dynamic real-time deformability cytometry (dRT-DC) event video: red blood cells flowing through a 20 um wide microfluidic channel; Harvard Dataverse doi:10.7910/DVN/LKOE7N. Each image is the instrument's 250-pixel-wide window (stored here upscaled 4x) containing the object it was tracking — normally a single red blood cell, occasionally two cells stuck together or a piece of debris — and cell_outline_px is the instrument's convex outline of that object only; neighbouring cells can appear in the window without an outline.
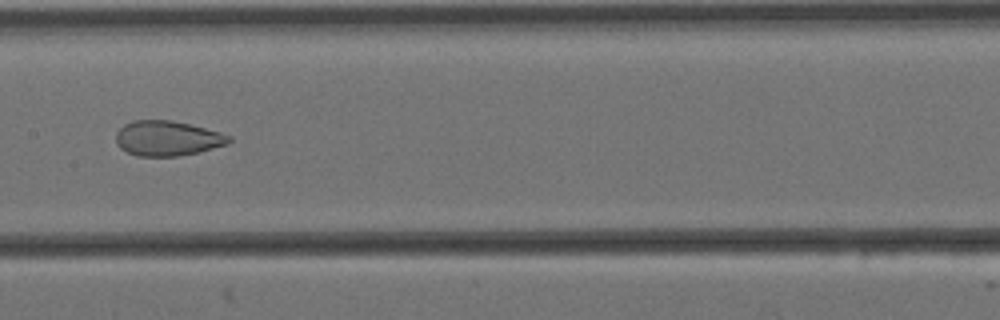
{"species": "Egyptian fruit bat (a non-hibernating species)", "species_latin": "Rousettus aegyptiacus", "temperature_condition": "cold", "stored_images_in_passage": 9, "camera_frame_rate_fps": 3000, "um_per_image_px": 0.085, "animal": {"sex": "female"}, "frame": {"image": 1, "passage_image": 7, "time_ms": 2.0, "image_size_px": [1000, 320], "cell_outline_px": [[232, 140], [228, 144], [180, 156], [136, 156], [120, 148], [116, 144], [116, 132], [124, 124], [132, 120], [172, 120], [220, 132], [232, 136]], "centroid_in_image_um": [14.21, 11.75], "position_along_channel_um": 193.2, "area_um2": 23.06}}
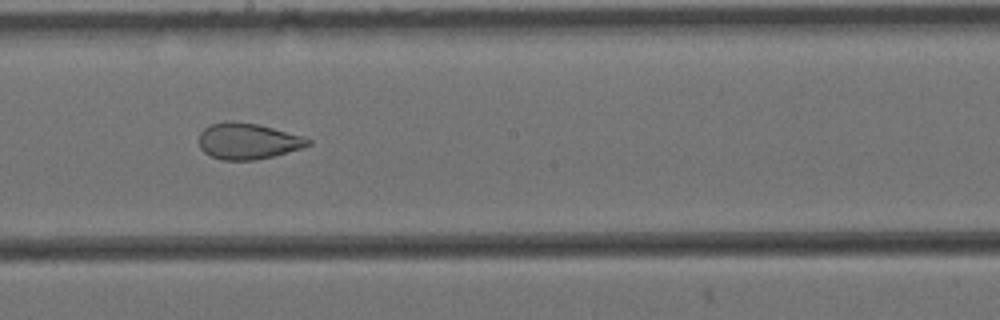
{"frame": {"image": 2, "passage_image": 8, "time_ms": 2.333, "image_size_px": [1000, 320], "cell_outline_px": [[312, 144], [300, 148], [272, 156], [256, 160], [220, 160], [204, 152], [200, 148], [200, 132], [208, 124], [256, 124], [272, 128], [300, 136], [312, 140]], "centroid_in_image_um": [21.06, 12.04], "position_along_channel_um": 227.1, "area_um2": 22.02}}
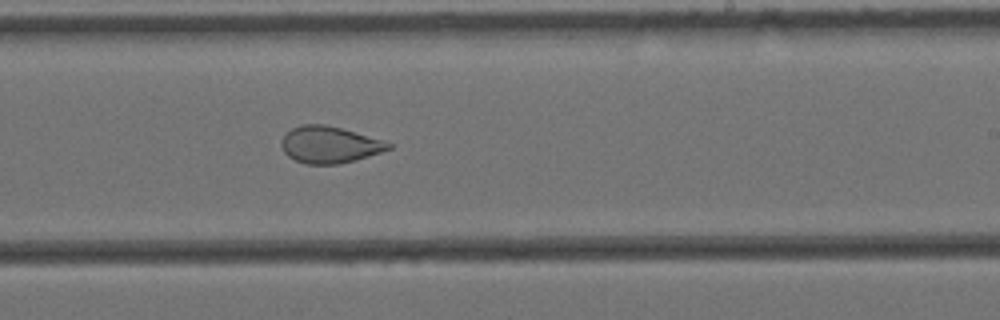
{"frame": {"image": 3, "passage_image": 9, "time_ms": 2.667, "image_size_px": [1000, 320], "cell_outline_px": [[392, 148], [368, 156], [336, 164], [308, 164], [296, 160], [288, 156], [284, 152], [280, 144], [284, 136], [292, 128], [300, 124], [324, 124], [388, 140], [392, 144]], "centroid_in_image_um": [28.03, 12.28], "position_along_channel_um": 261.0, "area_um2": 22.83}}